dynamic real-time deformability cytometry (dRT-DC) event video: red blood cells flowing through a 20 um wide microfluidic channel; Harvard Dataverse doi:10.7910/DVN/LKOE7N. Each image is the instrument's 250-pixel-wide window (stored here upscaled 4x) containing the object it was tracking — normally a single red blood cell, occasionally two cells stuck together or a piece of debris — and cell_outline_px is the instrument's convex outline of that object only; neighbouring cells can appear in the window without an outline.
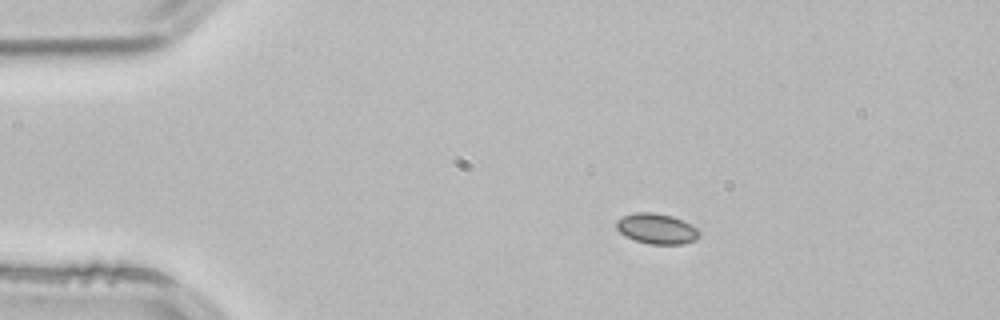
{"species": "common noctule bat (a hibernating species)", "species_latin": "Nyctalus noctula", "temperature_condition": "room temperature", "stored_images_in_passage": 3, "camera_frame_rate_fps": 3000, "um_per_image_px": 0.085, "animal": {"sex": "male", "body_mass_g": 21.5, "forearm_length_mm": 52.0}, "frame": {"image": 1, "passage_image": 2, "time_ms": 0.333, "image_size_px": [1000, 320], "cell_outline_px": [[700, 236], [696, 240], [684, 244], [648, 244], [636, 240], [620, 232], [616, 228], [616, 220], [632, 212], [652, 212], [672, 216], [692, 224], [700, 232]], "centroid_in_image_um": [55.84, 19.43], "position_along_channel_um": 29.2, "area_um2": 14.74}}